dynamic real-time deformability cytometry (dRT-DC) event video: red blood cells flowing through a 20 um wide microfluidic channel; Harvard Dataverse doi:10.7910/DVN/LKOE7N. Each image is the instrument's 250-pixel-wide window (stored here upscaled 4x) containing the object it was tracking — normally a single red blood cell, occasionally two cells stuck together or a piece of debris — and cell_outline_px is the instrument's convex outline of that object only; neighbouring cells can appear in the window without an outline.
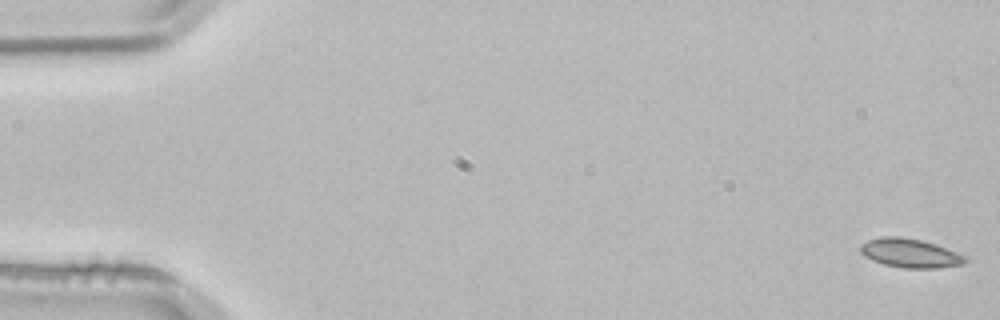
{"species": "common noctule bat (a hibernating species)", "species_latin": "Nyctalus noctula", "temperature_condition": "room temperature", "stored_images_in_passage": 4, "segment_of_instrument_passage": [2, 2], "camera_frame_rate_fps": 3000, "um_per_image_px": 0.085, "animal": {"sex": "male", "body_mass_g": 21.5, "forearm_length_mm": 52.0}, "frame": {"image": 1, "passage_image": 4, "time_ms": 1.0, "image_size_px": [1000, 320], "cell_outline_px": [[972, 260], [964, 264], [936, 268], [904, 268], [884, 264], [872, 260], [864, 256], [860, 252], [860, 244], [868, 240], [880, 236], [900, 236], [920, 240], [936, 244], [956, 252]], "centroid_in_image_um": [77.36, 21.51], "position_along_channel_um": 7.6, "area_um2": 17.8}}